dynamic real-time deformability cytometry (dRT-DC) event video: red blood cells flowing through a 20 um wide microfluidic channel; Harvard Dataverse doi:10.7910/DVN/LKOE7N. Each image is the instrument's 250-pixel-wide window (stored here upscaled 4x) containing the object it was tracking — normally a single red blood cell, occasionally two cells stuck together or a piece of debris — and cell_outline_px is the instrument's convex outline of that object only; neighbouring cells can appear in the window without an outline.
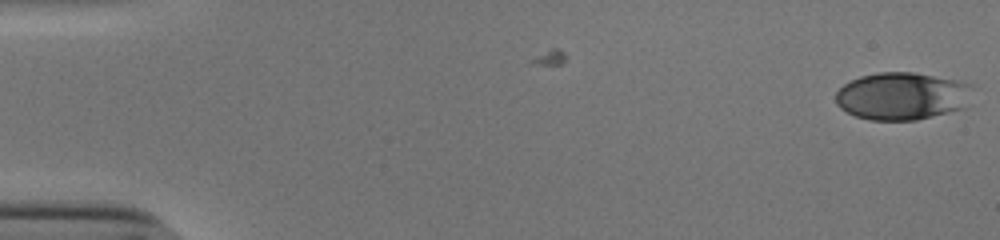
{"species": "human", "species_latin": "Homo sapiens", "temperature_condition": "cold", "stored_images_in_passage": 53, "camera_frame_rate_fps": 3000, "um_per_image_px": 0.085, "donor": {"sex": "male"}, "frame": {"image": 1, "passage_image": 1, "time_ms": 0.0, "image_size_px": [1000, 240], "cell_outline_px": [[972, 84], [964, 108], [916, 120], [872, 120], [856, 116], [840, 108], [836, 104], [836, 92], [844, 84], [860, 76], [880, 72], [912, 72], [960, 80]], "centroid_in_image_um": [76.66, 8.16], "position_along_channel_um": 8.3, "area_um2": 37.74}}
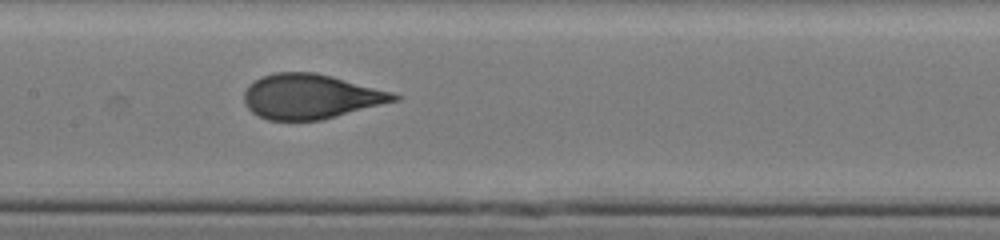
{"frame": {"image": 2, "passage_image": 27, "time_ms": 8.667, "image_size_px": [1000, 240], "cell_outline_px": [[400, 100], [320, 120], [268, 120], [252, 112], [248, 108], [244, 100], [244, 92], [248, 84], [260, 76], [276, 72], [316, 72], [332, 76], [392, 92], [400, 96]], "centroid_in_image_um": [26.38, 8.19], "position_along_channel_um": 181.0, "area_um2": 39.02}}
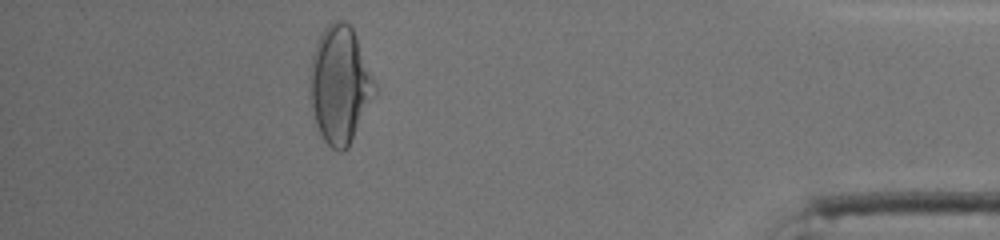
{"frame": {"image": 3, "passage_image": 48, "time_ms": 15.667, "image_size_px": [1000, 240], "cell_outline_px": [[380, 88], [376, 96], [348, 148], [344, 152], [340, 152], [332, 148], [324, 140], [316, 124], [308, 92], [308, 80], [312, 56], [316, 44], [324, 28], [332, 20], [344, 20], [352, 28], [356, 36]], "centroid_in_image_um": [28.92, 7.22], "position_along_channel_um": 406.3, "area_um2": 45.26}, "authors_computed_cell_mechanics": {"area_um2": 39.015, "velocity_mm_per_s": 3.8549, "shape_relaxation_time_tau1_ms": 5.3555, "shape_relaxation_time_tau2_ms": null, "deformation_change_tau1": 0.1977, "deformation_change_tau2": null}}